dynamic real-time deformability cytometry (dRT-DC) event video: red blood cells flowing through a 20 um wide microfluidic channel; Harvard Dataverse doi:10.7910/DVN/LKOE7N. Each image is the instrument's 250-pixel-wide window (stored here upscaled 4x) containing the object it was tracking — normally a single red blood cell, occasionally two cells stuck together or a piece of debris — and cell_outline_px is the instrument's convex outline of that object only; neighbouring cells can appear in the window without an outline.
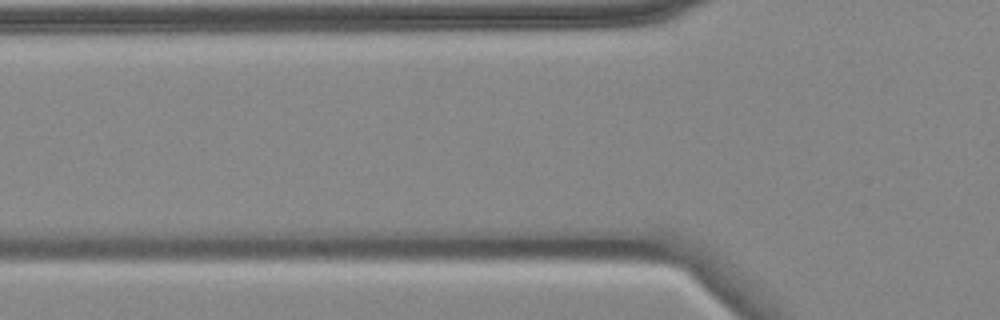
{"species": "common noctule bat (a hibernating species)", "species_latin": "Nyctalus noctula", "temperature_condition": "cold", "stored_images_in_passage": 2, "camera_frame_rate_fps": 3000, "um_per_image_px": 0.085, "animal": {"sex": "female", "body_mass_g": 18.4}, "frame": {"image": 1, "passage_image": 2, "time_ms": 2.0, "image_size_px": [1000, 320], "cell_outline_px": [[652, 24], [628, 28], [480, 28], [508, 16], [644, 12], [652, 12]], "centroid_in_image_um": [48.93, 1.79], "position_along_channel_um": 76.9, "area_um2": 15.55}}